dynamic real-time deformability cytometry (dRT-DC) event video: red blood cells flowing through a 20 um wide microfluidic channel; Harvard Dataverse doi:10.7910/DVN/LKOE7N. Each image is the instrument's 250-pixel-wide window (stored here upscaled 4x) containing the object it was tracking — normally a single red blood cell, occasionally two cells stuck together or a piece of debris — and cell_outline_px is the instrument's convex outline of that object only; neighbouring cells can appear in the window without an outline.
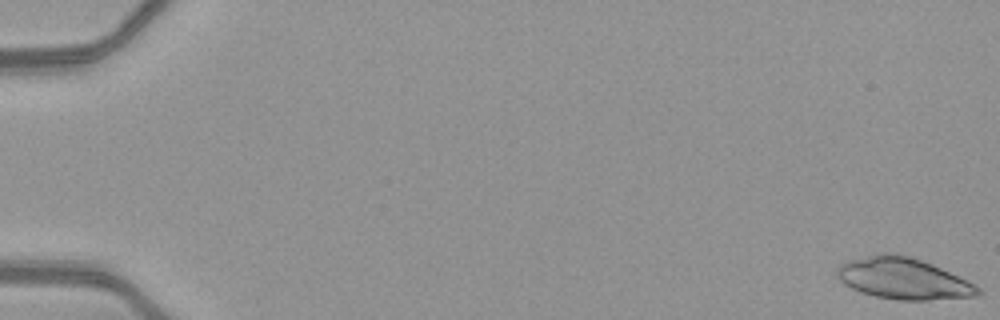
{"species": "common noctule bat (a hibernating species)", "species_latin": "Nyctalus noctula", "temperature_condition": "warm", "stored_images_in_passage": 51, "camera_frame_rate_fps": 3000, "um_per_image_px": 0.085, "animal": {"sex": "female", "body_mass_g": 21.9}, "frame": {"image": 1, "passage_image": 1, "time_ms": 0.0, "image_size_px": [1000, 320], "cell_outline_px": [[984, 292], [980, 296], [928, 300], [896, 300], [876, 296], [860, 292], [844, 284], [836, 276], [836, 268], [840, 264], [848, 260], [880, 252], [892, 252], [908, 256], [932, 264], [976, 284]], "centroid_in_image_um": [76.78, 23.67], "position_along_channel_um": 8.2, "area_um2": 34.28}}